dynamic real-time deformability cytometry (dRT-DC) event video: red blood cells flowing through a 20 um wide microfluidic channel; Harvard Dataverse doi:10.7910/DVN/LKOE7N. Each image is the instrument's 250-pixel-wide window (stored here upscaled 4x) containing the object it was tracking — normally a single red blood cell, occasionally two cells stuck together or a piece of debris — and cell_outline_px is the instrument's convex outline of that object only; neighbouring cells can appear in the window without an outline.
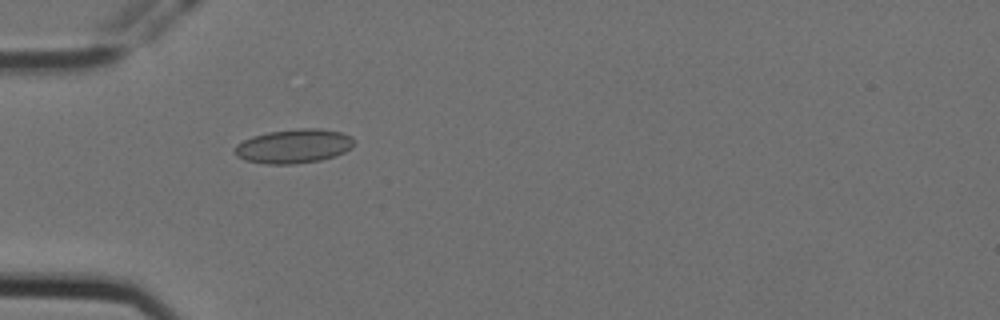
{"species": "Egyptian fruit bat (a non-hibernating species)", "species_latin": "Rousettus aegyptiacus", "temperature_condition": "cold", "stored_images_in_passage": 6, "camera_frame_rate_fps": 3000, "um_per_image_px": 0.085, "animal": {"sex": "female"}, "frame": {"image": 1, "passage_image": 5, "time_ms": 1.333, "image_size_px": [1000, 320], "cell_outline_px": [[352, 148], [344, 152], [320, 160], [292, 164], [268, 164], [244, 160], [236, 156], [232, 152], [232, 148], [236, 144], [252, 136], [268, 132], [296, 128], [320, 128], [340, 132], [352, 136]], "centroid_in_image_um": [24.91, 12.41], "position_along_channel_um": 60.1, "area_um2": 23.81}}
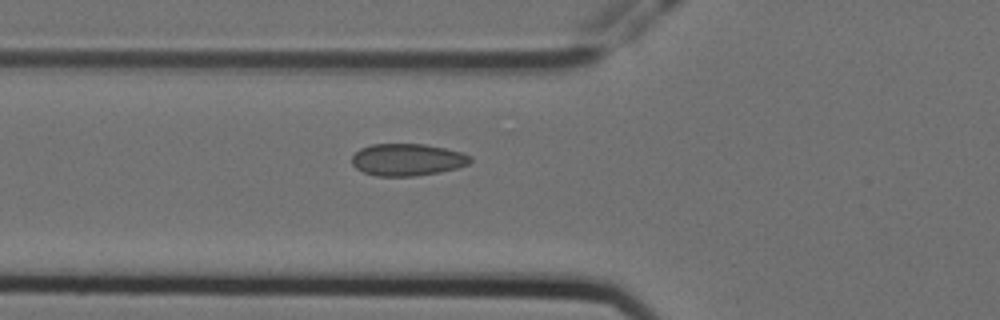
{"frame": {"image": 2, "passage_image": 6, "time_ms": 1.667, "image_size_px": [1000, 320], "cell_outline_px": [[472, 160], [468, 164], [456, 168], [440, 172], [416, 176], [376, 176], [364, 172], [356, 168], [352, 164], [352, 156], [360, 148], [372, 144], [424, 144], [444, 148], [460, 152], [472, 156]], "centroid_in_image_um": [34.62, 13.57], "position_along_channel_um": 91.2, "area_um2": 22.14}}